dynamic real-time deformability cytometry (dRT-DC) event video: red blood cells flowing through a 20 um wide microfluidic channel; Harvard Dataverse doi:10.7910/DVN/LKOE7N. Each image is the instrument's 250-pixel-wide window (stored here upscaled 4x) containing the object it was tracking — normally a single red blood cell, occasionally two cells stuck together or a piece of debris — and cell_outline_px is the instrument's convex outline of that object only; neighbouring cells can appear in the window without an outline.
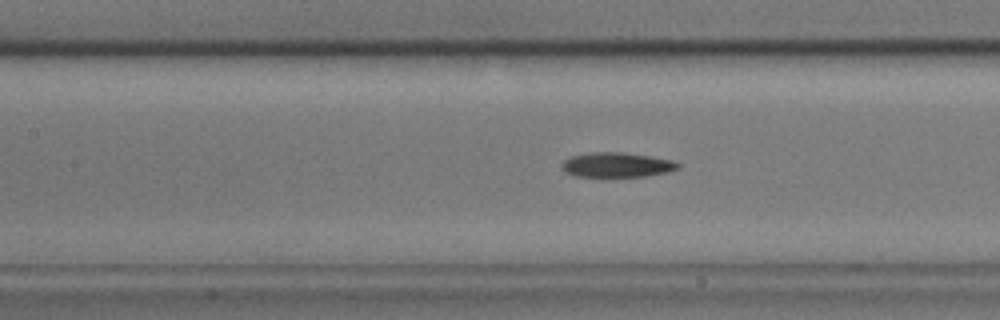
{"species": "common noctule bat (a hibernating species)", "species_latin": "Nyctalus noctula", "temperature_condition": "cold", "stored_images_in_passage": 57, "camera_frame_rate_fps": 3000, "um_per_image_px": 0.085, "animal": {"sex": "male", "body_mass_g": 17.9}, "frame": {"image": 1, "passage_image": 24, "time_ms": 7.667, "image_size_px": [1000, 320], "cell_outline_px": [[680, 168], [668, 172], [648, 176], [600, 180], [576, 176], [564, 172], [560, 168], [560, 164], [564, 160], [572, 156], [588, 152], [620, 152], [648, 156], [672, 160], [680, 164]], "centroid_in_image_um": [52.36, 14.07], "position_along_channel_um": 155.0, "area_um2": 17.8}}
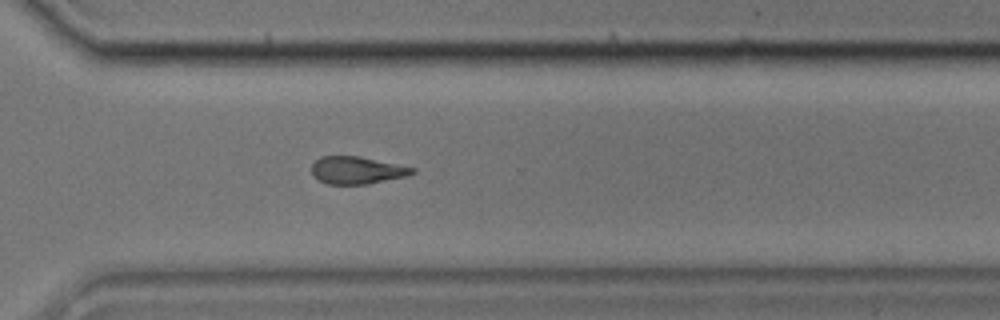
{"frame": {"image": 2, "passage_image": 40, "time_ms": 13.0, "image_size_px": [1000, 320], "cell_outline_px": [[416, 172], [408, 176], [368, 184], [328, 184], [312, 176], [312, 164], [320, 156], [360, 156], [416, 168]], "centroid_in_image_um": [30.36, 14.47], "position_along_channel_um": 340.2, "area_um2": 16.18}}
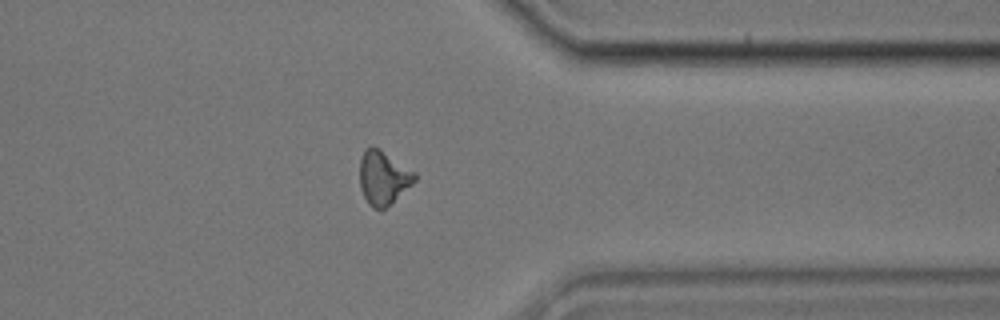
{"frame": {"image": 3, "passage_image": 44, "time_ms": 14.333, "image_size_px": [1000, 320], "cell_outline_px": [[416, 180], [412, 184], [380, 212], [372, 208], [368, 204], [360, 188], [360, 156], [364, 148], [372, 144], [380, 148], [416, 172]], "centroid_in_image_um": [32.55, 15.07], "position_along_channel_um": 378.8, "area_um2": 17.57}, "authors_computed_cell_mechanics": {"area_um2": 17.1666, "velocity_mm_per_s": 3.4805, "shape_relaxation_time_tau1_ms": 4.3846, "shape_relaxation_time_tau2_ms": 6.8252, "deformation_change_tau1": 0.1258, "deformation_change_tau2": 0.1587}}